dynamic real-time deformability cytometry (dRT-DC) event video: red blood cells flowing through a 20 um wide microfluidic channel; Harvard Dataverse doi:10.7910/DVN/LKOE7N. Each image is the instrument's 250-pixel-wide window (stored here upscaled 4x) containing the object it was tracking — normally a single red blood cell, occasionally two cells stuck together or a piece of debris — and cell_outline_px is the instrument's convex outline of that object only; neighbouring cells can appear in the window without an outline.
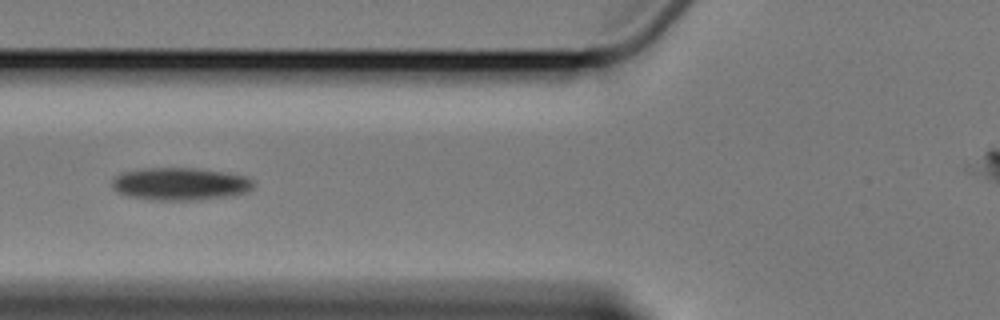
{"species": "Egyptian fruit bat (a non-hibernating species)", "species_latin": "Rousettus aegyptiacus", "temperature_condition": "cold", "stored_images_in_passage": 10, "camera_frame_rate_fps": 3000, "um_per_image_px": 0.085, "animal": {"sex": "female"}, "frame": {"image": 1, "passage_image": 2, "time_ms": 1.0, "image_size_px": [1000, 320], "cell_outline_px": [[256, 184], [248, 192], [232, 196], [200, 200], [156, 200], [128, 196], [112, 188], [112, 180], [120, 172], [144, 168], [196, 168], [228, 172], [248, 176]], "centroid_in_image_um": [15.38, 15.63], "position_along_channel_um": 110.4, "area_um2": 27.28}}
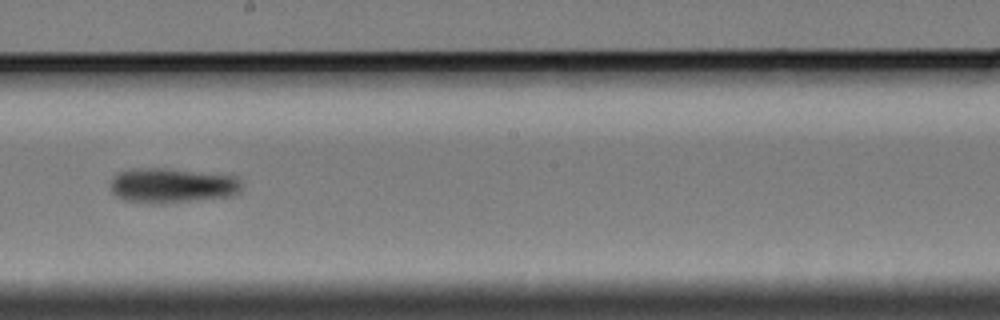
{"frame": {"image": 2, "passage_image": 5, "time_ms": 4.667, "image_size_px": [1000, 320], "cell_outline_px": [[240, 192], [232, 196], [164, 204], [156, 204], [124, 200], [116, 196], [112, 192], [112, 180], [116, 172], [128, 168], [172, 168], [236, 176], [240, 180]], "centroid_in_image_um": [14.62, 15.76], "position_along_channel_um": 233.6, "area_um2": 27.11}}
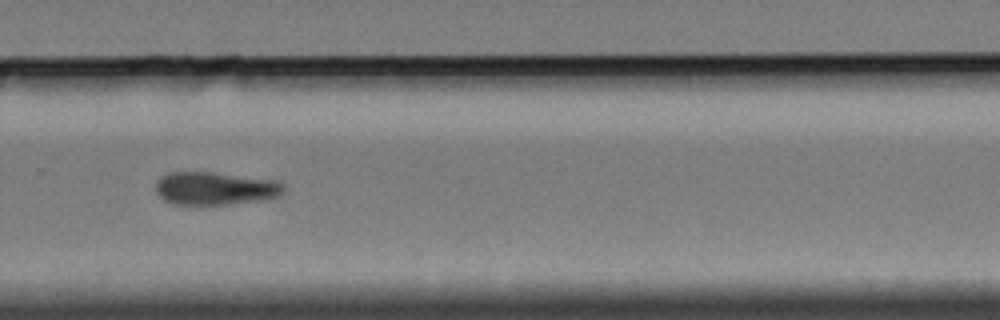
{"frame": {"image": 3, "passage_image": 7, "time_ms": 7.0, "image_size_px": [1000, 320], "cell_outline_px": [[284, 192], [280, 196], [264, 200], [228, 204], [172, 204], [164, 200], [156, 192], [156, 180], [160, 176], [168, 172], [212, 172], [280, 180], [284, 184]], "centroid_in_image_um": [18.32, 16.0], "position_along_channel_um": 311.5, "area_um2": 24.97}}